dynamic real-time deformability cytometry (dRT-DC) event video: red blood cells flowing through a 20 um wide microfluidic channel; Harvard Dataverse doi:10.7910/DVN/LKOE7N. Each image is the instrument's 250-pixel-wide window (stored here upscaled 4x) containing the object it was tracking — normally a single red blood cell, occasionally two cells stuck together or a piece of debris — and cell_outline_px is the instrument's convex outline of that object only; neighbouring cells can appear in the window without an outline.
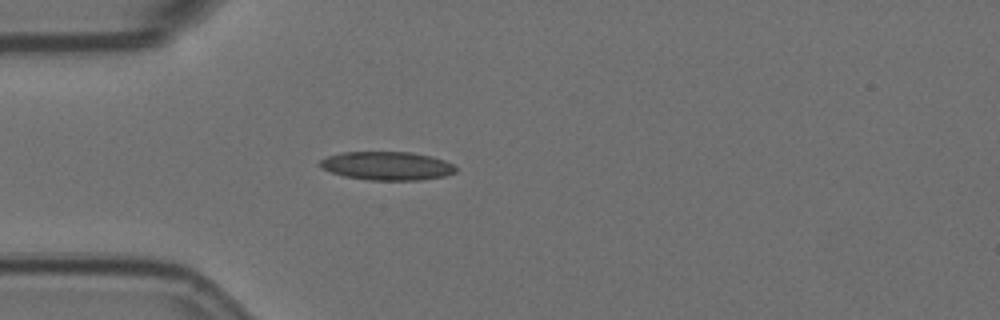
{"species": "Egyptian fruit bat (a non-hibernating species)", "species_latin": "Rousettus aegyptiacus", "temperature_condition": "room temperature", "stored_images_in_passage": 1, "camera_frame_rate_fps": 3000, "um_per_image_px": 0.085, "animal": {"sex": "female"}, "frame": {"image": 1, "passage_image": 1, "time_ms": 0.0, "image_size_px": [1000, 320], "cell_outline_px": [[456, 172], [444, 176], [420, 180], [368, 180], [344, 176], [320, 168], [316, 164], [320, 160], [328, 156], [340, 152], [412, 152], [432, 156], [444, 160], [452, 164], [456, 168]], "centroid_in_image_um": [32.86, 14.09], "position_along_channel_um": 52.1, "area_um2": 22.72}}